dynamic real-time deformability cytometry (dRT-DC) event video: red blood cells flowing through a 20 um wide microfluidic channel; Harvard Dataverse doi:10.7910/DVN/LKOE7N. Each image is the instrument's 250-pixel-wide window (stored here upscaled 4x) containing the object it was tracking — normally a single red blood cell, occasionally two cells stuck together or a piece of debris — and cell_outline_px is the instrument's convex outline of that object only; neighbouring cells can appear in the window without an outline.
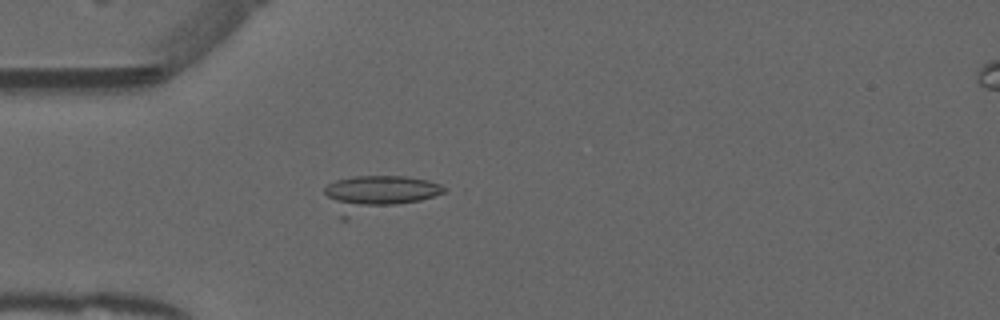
{"species": "common noctule bat (a hibernating species)", "species_latin": "Nyctalus noctula", "temperature_condition": "warm", "stored_images_in_passage": 52, "camera_frame_rate_fps": 3000, "um_per_image_px": 0.085, "animal": {"sex": "male", "forearm_length_mm": 52.5}, "frame": {"image": 1, "passage_image": 15, "time_ms": 4.667, "image_size_px": [1000, 320], "cell_outline_px": [[448, 188], [444, 192], [420, 200], [344, 220], [340, 220], [324, 192], [324, 188], [328, 184], [336, 180], [356, 176], [404, 176], [428, 180], [440, 184]], "centroid_in_image_um": [32.05, 16.46], "position_along_channel_um": 53.0, "area_um2": 24.91}}
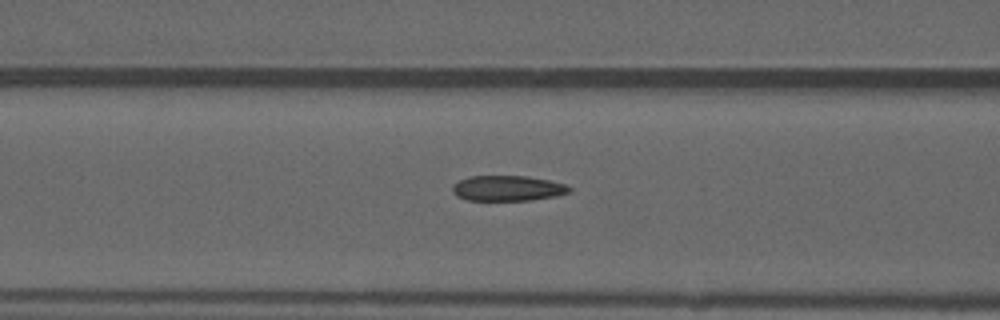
{"frame": {"image": 2, "passage_image": 21, "time_ms": 6.667, "image_size_px": [1000, 320], "cell_outline_px": [[572, 192], [556, 196], [532, 200], [468, 200], [456, 196], [452, 192], [452, 184], [468, 176], [524, 176], [548, 180], [564, 184], [572, 188]], "centroid_in_image_um": [43.14, 16.0], "position_along_channel_um": 123.5, "area_um2": 17.34}}
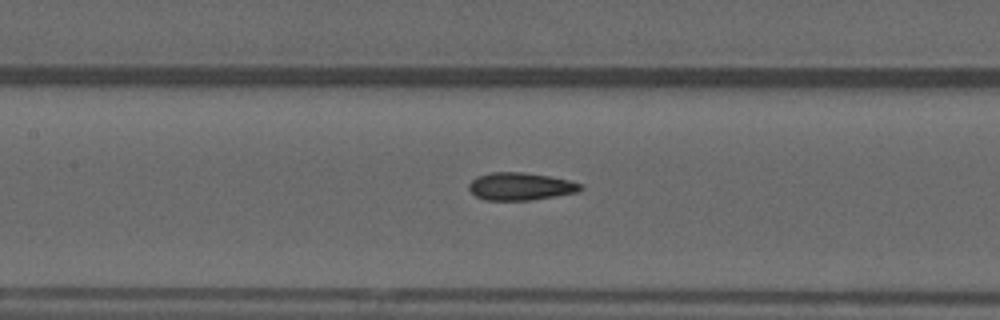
{"frame": {"image": 3, "passage_image": 24, "time_ms": 7.667, "image_size_px": [1000, 320], "cell_outline_px": [[584, 188], [576, 192], [532, 200], [484, 200], [476, 196], [468, 188], [468, 184], [476, 176], [492, 172], [524, 172], [548, 176], [568, 180], [584, 184]], "centroid_in_image_um": [44.23, 15.84], "position_along_channel_um": 163.2, "area_um2": 17.98}, "authors_computed_cell_mechanics": {"area_um2": 17.8891, "velocity_mm_per_s": 3.9633, "shape_relaxation_time_tau1_ms": null, "shape_relaxation_time_tau2_ms": 2.0611, "deformation_change_tau1": null, "deformation_change_tau2": 0.0913}}